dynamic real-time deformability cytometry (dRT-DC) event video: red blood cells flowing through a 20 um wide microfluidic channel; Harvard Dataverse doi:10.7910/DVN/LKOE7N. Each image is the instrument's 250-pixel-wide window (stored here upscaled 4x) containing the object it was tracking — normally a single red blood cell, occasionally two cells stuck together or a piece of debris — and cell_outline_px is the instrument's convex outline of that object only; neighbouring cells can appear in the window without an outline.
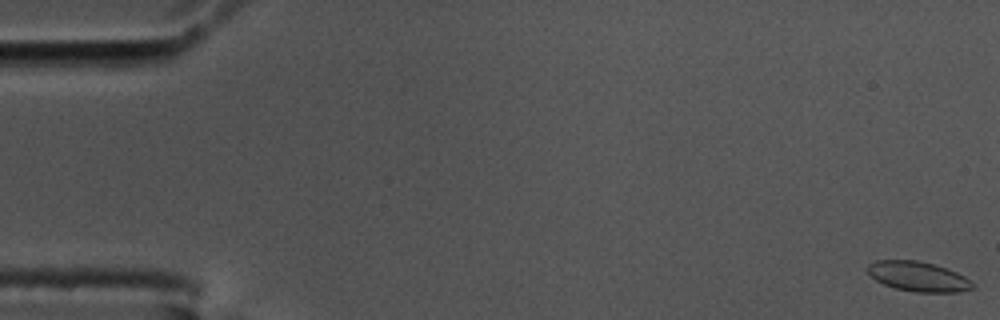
{"species": "common noctule bat (a hibernating species)", "species_latin": "Nyctalus noctula", "temperature_condition": "cold", "stored_images_in_passage": 56, "camera_frame_rate_fps": 3000, "um_per_image_px": 0.085, "animal": {"sex": "male", "body_mass_g": 17.5, "forearm_length_mm": 52.3}, "frame": {"image": 1, "passage_image": 1, "time_ms": 0.0, "image_size_px": [1000, 320], "cell_outline_px": [[972, 288], [960, 292], [916, 292], [896, 288], [884, 284], [876, 280], [864, 268], [868, 264], [876, 260], [916, 260], [932, 264], [956, 272], [972, 280]], "centroid_in_image_um": [78.01, 23.5], "position_along_channel_um": 7.0, "area_um2": 18.09}}
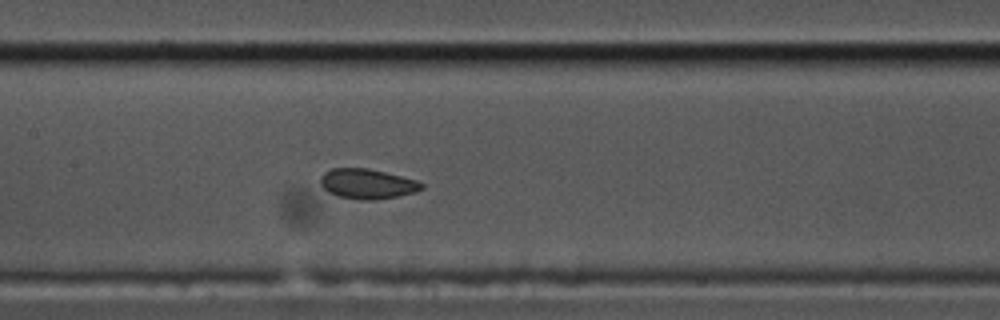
{"frame": {"image": 2, "passage_image": 27, "time_ms": 8.667, "image_size_px": [1000, 320], "cell_outline_px": [[424, 188], [416, 192], [400, 196], [372, 200], [360, 200], [336, 196], [328, 192], [320, 184], [320, 176], [324, 172], [332, 168], [368, 168], [416, 180], [424, 184]], "centroid_in_image_um": [31.2, 15.63], "position_along_channel_um": 176.2, "area_um2": 17.8}}
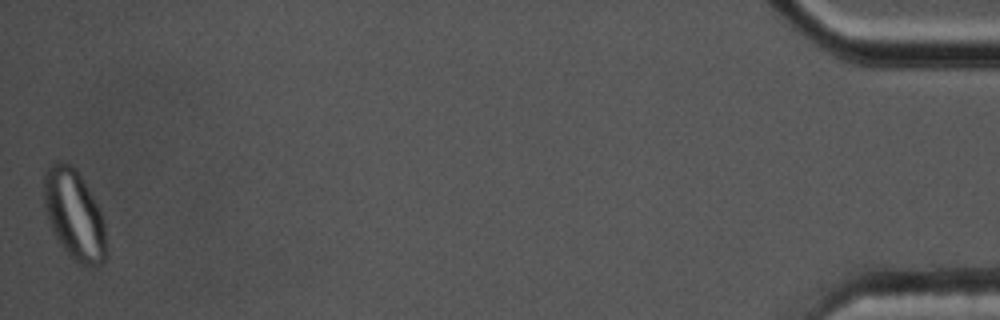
{"frame": {"image": 3, "passage_image": 56, "time_ms": 18.333, "image_size_px": [1000, 320], "cell_outline_px": [[108, 256], [104, 264], [92, 268], [80, 264], [60, 244], [48, 220], [44, 204], [44, 172], [56, 160], [60, 160], [72, 164], [76, 168], [92, 196], [104, 220]], "centroid_in_image_um": [6.34, 18.27], "position_along_channel_um": 428.9, "area_um2": 32.77}, "authors_computed_cell_mechanics": {"area_um2": 18.3804, "velocity_mm_per_s": 3.5992, "shape_relaxation_time_tau1_ms": 9.0548, "shape_relaxation_time_tau2_ms": null, "deformation_change_tau1": 0.1398, "deformation_change_tau2": null}}